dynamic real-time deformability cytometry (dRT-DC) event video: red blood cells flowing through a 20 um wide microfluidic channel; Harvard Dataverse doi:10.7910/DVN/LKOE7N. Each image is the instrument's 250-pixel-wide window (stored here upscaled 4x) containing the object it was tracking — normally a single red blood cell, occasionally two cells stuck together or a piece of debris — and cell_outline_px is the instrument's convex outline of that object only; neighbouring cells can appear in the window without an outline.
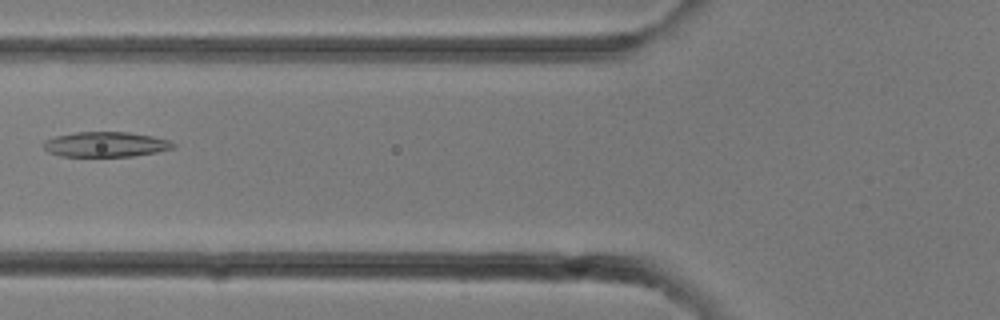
{"species": "common noctule bat (a hibernating species)", "species_latin": "Nyctalus noctula", "temperature_condition": "room temperature", "stored_images_in_passage": 28, "camera_frame_rate_fps": 3000, "um_per_image_px": 0.085, "animal": {"sex": "female"}, "frame": {"image": 1, "passage_image": 11, "time_ms": 3.333, "image_size_px": [1000, 320], "cell_outline_px": [[176, 148], [156, 152], [132, 156], [60, 156], [48, 152], [44, 148], [44, 140], [56, 136], [76, 132], [128, 132], [152, 136], [168, 140], [176, 144]], "centroid_in_image_um": [8.99, 12.27], "position_along_channel_um": 116.8, "area_um2": 18.9}}
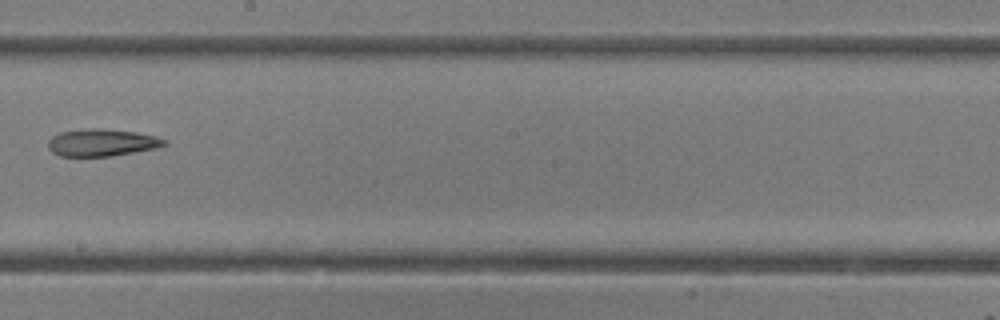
{"frame": {"image": 2, "passage_image": 16, "time_ms": 5.0, "image_size_px": [1000, 320], "cell_outline_px": [[168, 144], [156, 148], [112, 156], [60, 156], [52, 152], [48, 148], [48, 140], [52, 136], [60, 132], [88, 128], [104, 128], [136, 132], [156, 136], [164, 140]], "centroid_in_image_um": [8.64, 12.11], "position_along_channel_um": 239.6, "area_um2": 18.5}}
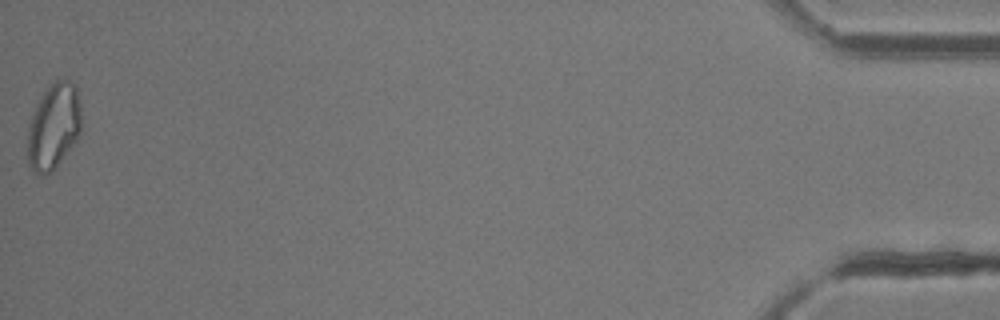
{"frame": {"image": 3, "passage_image": 28, "time_ms": 9.0, "image_size_px": [1000, 320], "cell_outline_px": [[80, 136], [56, 168], [52, 172], [44, 176], [36, 176], [28, 164], [28, 128], [36, 104], [44, 92], [56, 80], [72, 80], [76, 84], [80, 104]], "centroid_in_image_um": [4.57, 10.79], "position_along_channel_um": 430.6, "area_um2": 27.17}}